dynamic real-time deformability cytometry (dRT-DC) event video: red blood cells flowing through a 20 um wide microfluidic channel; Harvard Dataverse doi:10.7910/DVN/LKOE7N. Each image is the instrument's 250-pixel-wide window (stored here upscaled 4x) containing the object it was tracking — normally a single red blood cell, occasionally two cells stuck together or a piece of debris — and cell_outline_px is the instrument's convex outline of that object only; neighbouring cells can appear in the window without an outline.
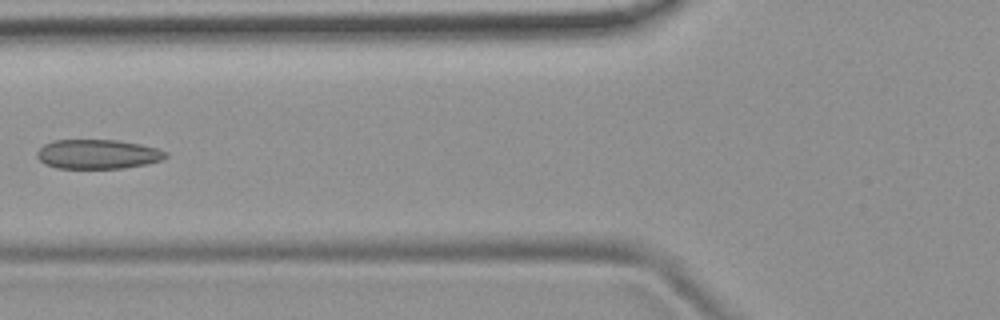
{"species": "common noctule bat (a hibernating species)", "species_latin": "Nyctalus noctula", "temperature_condition": "room temperature", "stored_images_in_passage": 6, "camera_frame_rate_fps": 3000, "um_per_image_px": 0.085, "animal": {"sex": "female", "body_mass_g": 19.9}, "frame": {"image": 1, "passage_image": 5, "time_ms": 5.667, "image_size_px": [1000, 320], "cell_outline_px": [[168, 156], [160, 160], [148, 164], [124, 168], [56, 168], [44, 164], [36, 156], [36, 152], [44, 144], [52, 140], [116, 140], [140, 144], [156, 148], [168, 152]], "centroid_in_image_um": [8.29, 13.1], "position_along_channel_um": 117.5, "area_um2": 22.14}}
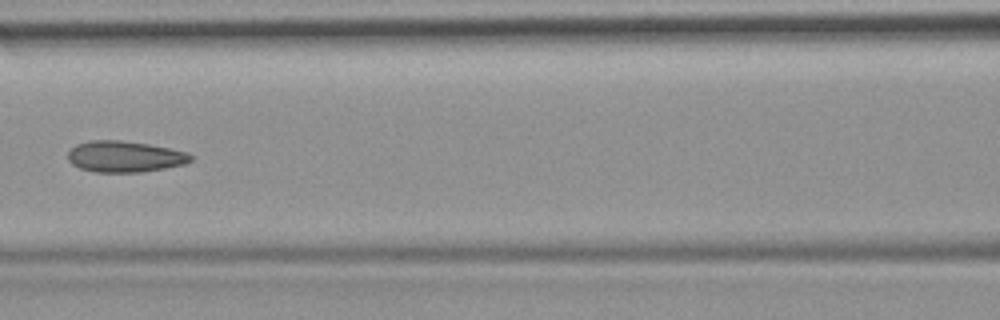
{"frame": {"image": 2, "passage_image": 6, "time_ms": 6.667, "image_size_px": [1000, 320], "cell_outline_px": [[192, 160], [184, 164], [144, 172], [96, 172], [80, 168], [72, 164], [68, 160], [68, 152], [76, 144], [92, 140], [120, 140], [148, 144], [188, 152], [192, 156]], "centroid_in_image_um": [10.6, 13.31], "position_along_channel_um": 156.0, "area_um2": 22.25}}